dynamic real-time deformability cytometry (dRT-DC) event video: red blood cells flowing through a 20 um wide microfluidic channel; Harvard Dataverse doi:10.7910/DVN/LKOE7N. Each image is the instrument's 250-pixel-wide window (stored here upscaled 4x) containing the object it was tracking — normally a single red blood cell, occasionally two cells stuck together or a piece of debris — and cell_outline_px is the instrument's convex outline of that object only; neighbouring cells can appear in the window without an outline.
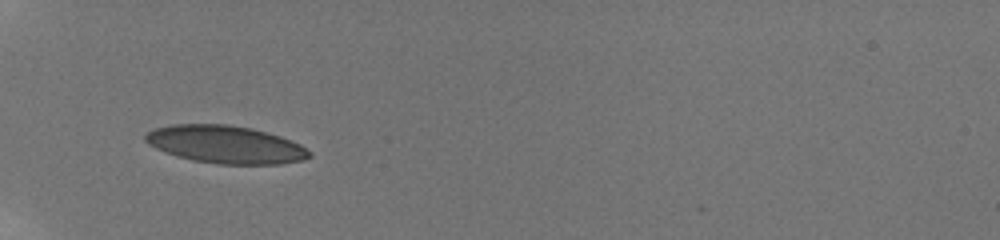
{"species": "human", "species_latin": "Homo sapiens", "temperature_condition": "room temperature", "stored_images_in_passage": 46, "camera_frame_rate_fps": 3000, "um_per_image_px": 0.085, "donor": {"sex": "male"}, "frame": {"image": 1, "passage_image": 1, "time_ms": 0.0, "image_size_px": [1000, 240], "cell_outline_px": [[312, 156], [304, 160], [280, 164], [216, 164], [192, 160], [176, 156], [164, 152], [148, 144], [144, 140], [144, 136], [152, 128], [172, 124], [228, 124], [252, 128], [280, 136], [292, 140], [300, 144], [312, 152]], "centroid_in_image_um": [19.17, 12.28], "position_along_channel_um": 65.8, "area_um2": 36.41}}
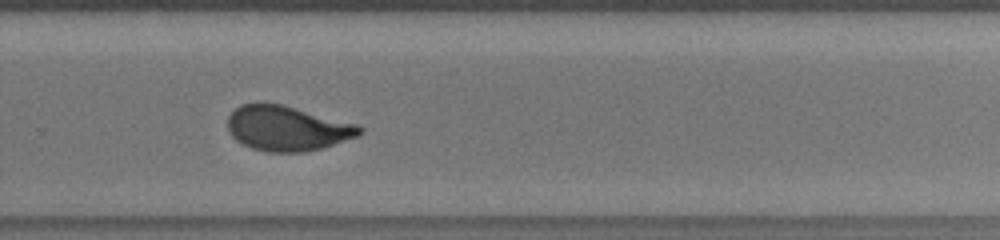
{"frame": {"image": 2, "passage_image": 34, "time_ms": 6.667, "image_size_px": [1000, 240], "cell_outline_px": [[364, 132], [356, 136], [320, 148], [304, 152], [268, 152], [252, 148], [236, 140], [228, 132], [228, 116], [240, 104], [284, 104], [360, 124], [364, 128]], "centroid_in_image_um": [24.44, 10.9], "position_along_channel_um": 305.4, "area_um2": 34.56}}
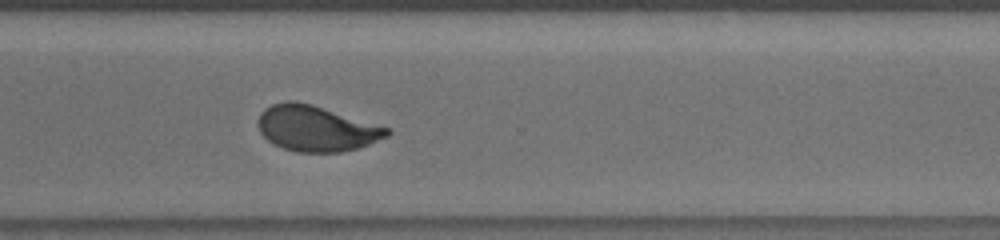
{"frame": {"image": 3, "passage_image": 37, "time_ms": 7.667, "image_size_px": [1000, 240], "cell_outline_px": [[392, 132], [388, 136], [360, 148], [340, 152], [300, 152], [284, 148], [268, 140], [260, 132], [260, 112], [264, 108], [272, 104], [288, 100], [296, 100], [312, 104], [392, 128]], "centroid_in_image_um": [26.95, 10.9], "position_along_channel_um": 343.7, "area_um2": 34.33}, "authors_computed_cell_mechanics": {"area_um2": 35.2291, "velocity_mm_per_s": 3.8105, "shape_relaxation_time_tau1_ms": 3.8324, "shape_relaxation_time_tau2_ms": null, "deformation_change_tau1": 0.1522, "deformation_change_tau2": null}}